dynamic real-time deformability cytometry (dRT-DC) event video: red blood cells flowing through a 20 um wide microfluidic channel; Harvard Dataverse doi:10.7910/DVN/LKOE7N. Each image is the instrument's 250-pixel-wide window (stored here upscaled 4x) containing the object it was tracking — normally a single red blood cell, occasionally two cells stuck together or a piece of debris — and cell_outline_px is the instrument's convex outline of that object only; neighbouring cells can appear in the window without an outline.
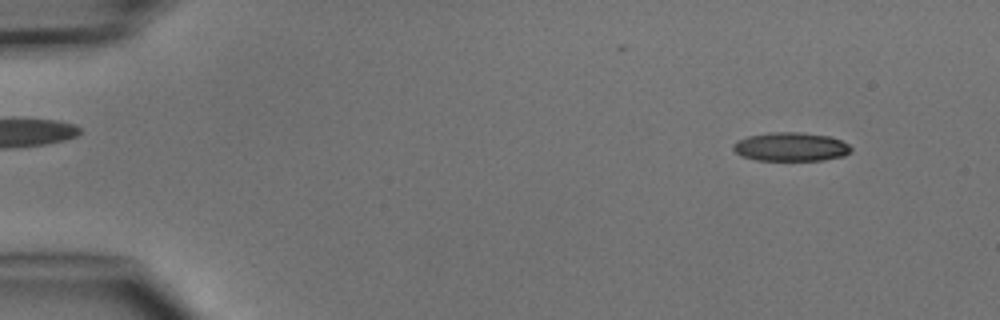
{"species": "common noctule bat (a hibernating species)", "species_latin": "Nyctalus noctula", "temperature_condition": "cold", "stored_images_in_passage": 5, "camera_frame_rate_fps": 3000, "um_per_image_px": 0.085, "animal": {"sex": "male", "body_mass_g": 15.6}, "frame": {"image": 1, "passage_image": 1, "time_ms": 0.0, "image_size_px": [1000, 320], "cell_outline_px": [[852, 152], [844, 156], [824, 160], [756, 160], [740, 156], [732, 148], [732, 144], [736, 140], [748, 136], [768, 132], [800, 132], [828, 136], [840, 140], [848, 144], [852, 148]], "centroid_in_image_um": [67.2, 12.48], "position_along_channel_um": 17.8, "area_um2": 19.94}}
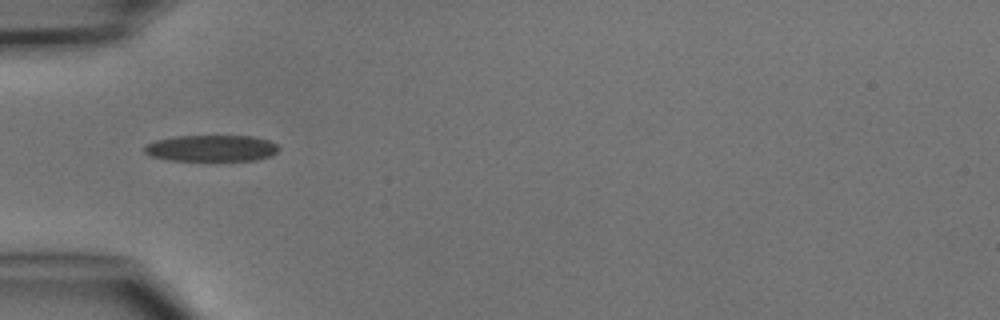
{"frame": {"image": 2, "passage_image": 4, "time_ms": 3.667, "image_size_px": [1000, 320], "cell_outline_px": [[280, 148], [272, 156], [256, 160], [168, 160], [152, 156], [144, 152], [144, 144], [156, 140], [176, 136], [252, 136], [268, 140], [276, 144]], "centroid_in_image_um": [17.97, 12.6], "position_along_channel_um": 67.0, "area_um2": 20.63}}